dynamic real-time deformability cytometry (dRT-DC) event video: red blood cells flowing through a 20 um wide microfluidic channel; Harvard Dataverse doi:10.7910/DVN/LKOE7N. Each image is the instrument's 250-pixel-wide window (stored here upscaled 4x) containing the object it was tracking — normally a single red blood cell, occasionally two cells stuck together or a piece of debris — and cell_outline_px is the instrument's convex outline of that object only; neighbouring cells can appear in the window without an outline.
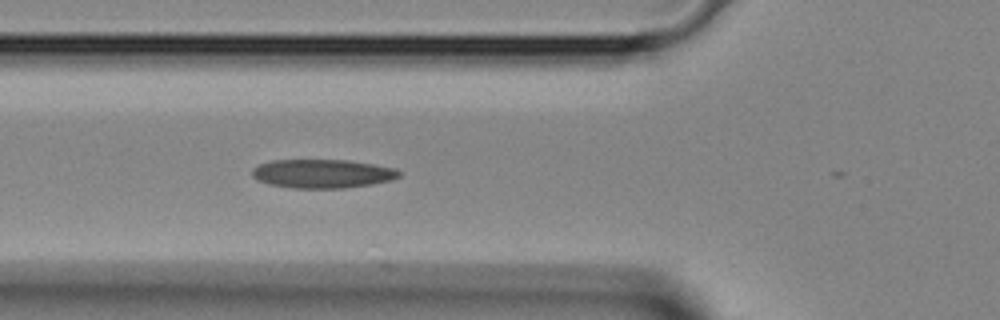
{"species": "Egyptian fruit bat (a non-hibernating species)", "species_latin": "Rousettus aegyptiacus", "temperature_condition": "room temperature", "stored_images_in_passage": 8, "camera_frame_rate_fps": 3000, "um_per_image_px": 0.085, "animal": {"sex": "female"}, "frame": {"image": 1, "passage_image": 5, "time_ms": 1.333, "image_size_px": [1000, 320], "cell_outline_px": [[400, 176], [392, 180], [372, 184], [344, 188], [292, 188], [268, 184], [256, 180], [252, 176], [252, 168], [260, 164], [272, 160], [348, 160], [396, 168], [400, 172]], "centroid_in_image_um": [27.39, 14.76], "position_along_channel_um": 98.4, "area_um2": 24.74}}
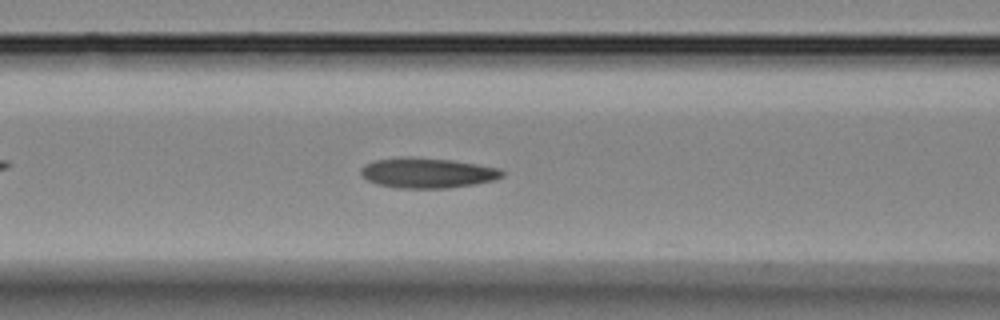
{"frame": {"image": 2, "passage_image": 7, "time_ms": 2.0, "image_size_px": [1000, 320], "cell_outline_px": [[504, 176], [496, 180], [448, 188], [396, 188], [376, 184], [368, 180], [360, 172], [360, 168], [364, 164], [376, 160], [400, 156], [412, 156], [452, 160], [500, 168], [504, 172]], "centroid_in_image_um": [36.32, 14.68], "position_along_channel_um": 130.3, "area_um2": 25.09}}